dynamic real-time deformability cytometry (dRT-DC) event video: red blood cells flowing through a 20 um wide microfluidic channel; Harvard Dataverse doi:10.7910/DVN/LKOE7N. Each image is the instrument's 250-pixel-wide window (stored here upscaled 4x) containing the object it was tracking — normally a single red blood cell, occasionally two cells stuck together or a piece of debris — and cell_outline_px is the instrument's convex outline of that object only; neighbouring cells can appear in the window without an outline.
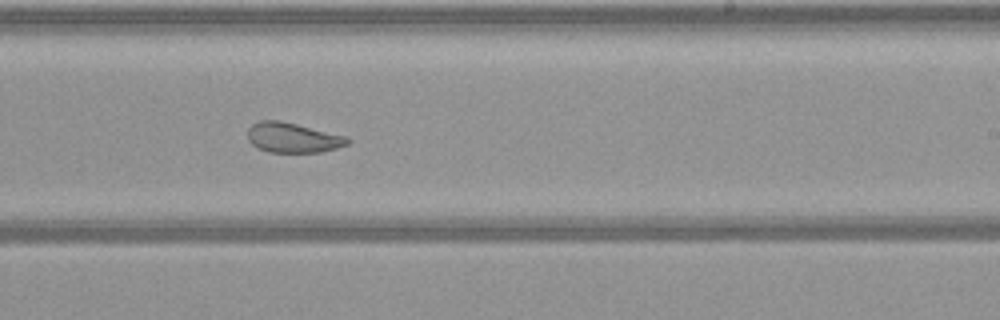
{"species": "common noctule bat (a hibernating species)", "species_latin": "Nyctalus noctula", "temperature_condition": "warm", "stored_images_in_passage": 51, "camera_frame_rate_fps": 3000, "um_per_image_px": 0.085, "animal": {"sex": "female", "body_mass_g": 21.9}, "frame": {"image": 1, "passage_image": 30, "time_ms": 9.667, "image_size_px": [1000, 320], "cell_outline_px": [[352, 140], [348, 144], [336, 148], [320, 152], [268, 152], [256, 148], [248, 140], [248, 128], [252, 124], [260, 120], [280, 120], [348, 136]], "centroid_in_image_um": [24.89, 11.7], "position_along_channel_um": 264.1, "area_um2": 17.63}}